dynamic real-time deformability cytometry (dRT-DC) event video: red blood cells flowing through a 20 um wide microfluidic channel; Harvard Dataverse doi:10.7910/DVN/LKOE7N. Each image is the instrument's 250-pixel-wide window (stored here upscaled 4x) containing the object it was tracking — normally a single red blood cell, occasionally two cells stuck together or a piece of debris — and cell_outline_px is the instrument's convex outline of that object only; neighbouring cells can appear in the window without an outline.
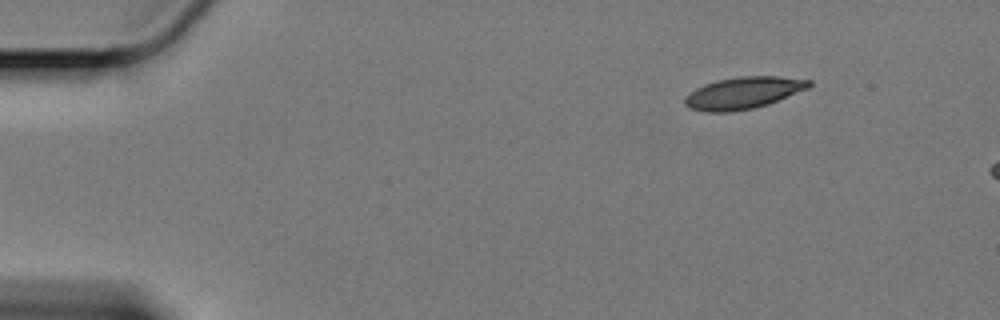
{"species": "Egyptian fruit bat (a non-hibernating species)", "species_latin": "Rousettus aegyptiacus", "temperature_condition": "cold", "stored_images_in_passage": 8, "camera_frame_rate_fps": 3000, "um_per_image_px": 0.085, "animal": {"sex": "female"}, "frame": {"image": 1, "passage_image": 1, "time_ms": 0.0, "image_size_px": [1000, 320], "cell_outline_px": [[812, 84], [808, 88], [768, 104], [752, 108], [728, 112], [704, 112], [688, 108], [684, 104], [684, 96], [688, 92], [704, 84], [716, 80], [740, 76], [780, 76], [812, 80]], "centroid_in_image_um": [63.13, 7.89], "position_along_channel_um": 21.9, "area_um2": 23.24}}